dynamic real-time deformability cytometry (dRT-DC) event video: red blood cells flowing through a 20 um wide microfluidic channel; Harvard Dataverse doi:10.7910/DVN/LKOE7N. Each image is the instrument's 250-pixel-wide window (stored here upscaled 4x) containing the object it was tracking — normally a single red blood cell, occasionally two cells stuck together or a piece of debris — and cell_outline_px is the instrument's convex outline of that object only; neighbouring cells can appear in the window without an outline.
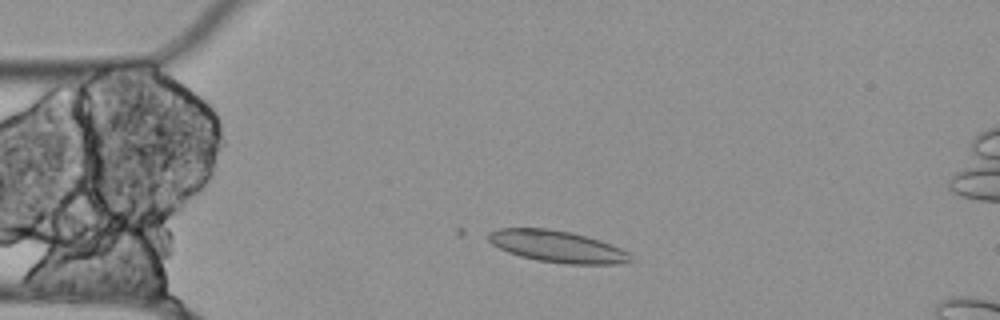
{"species": "Egyptian fruit bat (a non-hibernating species)", "species_latin": "Rousettus aegyptiacus", "temperature_condition": "cold", "stored_images_in_passage": 18, "camera_frame_rate_fps": 3000, "um_per_image_px": 0.085, "animal": {"sex": "female"}, "frame": {"image": 1, "passage_image": 9, "time_ms": 2.667, "image_size_px": [1000, 320], "cell_outline_px": [[636, 260], [616, 264], [568, 264], [536, 260], [520, 256], [508, 252], [492, 244], [488, 240], [488, 232], [500, 228], [548, 228], [572, 232], [600, 240], [612, 244], [628, 252]], "centroid_in_image_um": [47.39, 20.95], "position_along_channel_um": 37.6, "area_um2": 26.41}}
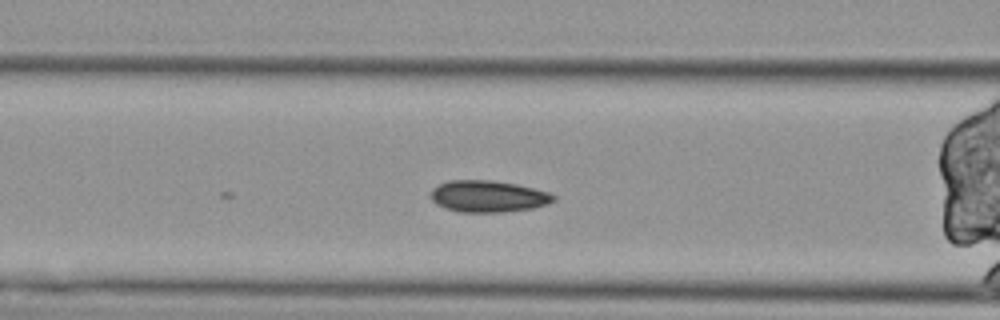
{"frame": {"image": 2, "passage_image": 18, "time_ms": 5.667, "image_size_px": [1000, 320], "cell_outline_px": [[556, 200], [548, 204], [532, 208], [500, 212], [460, 212], [444, 208], [436, 204], [428, 196], [428, 192], [432, 188], [448, 180], [492, 180], [516, 184], [548, 192], [556, 196]], "centroid_in_image_um": [41.44, 16.68], "position_along_channel_um": 125.2, "area_um2": 22.83}}